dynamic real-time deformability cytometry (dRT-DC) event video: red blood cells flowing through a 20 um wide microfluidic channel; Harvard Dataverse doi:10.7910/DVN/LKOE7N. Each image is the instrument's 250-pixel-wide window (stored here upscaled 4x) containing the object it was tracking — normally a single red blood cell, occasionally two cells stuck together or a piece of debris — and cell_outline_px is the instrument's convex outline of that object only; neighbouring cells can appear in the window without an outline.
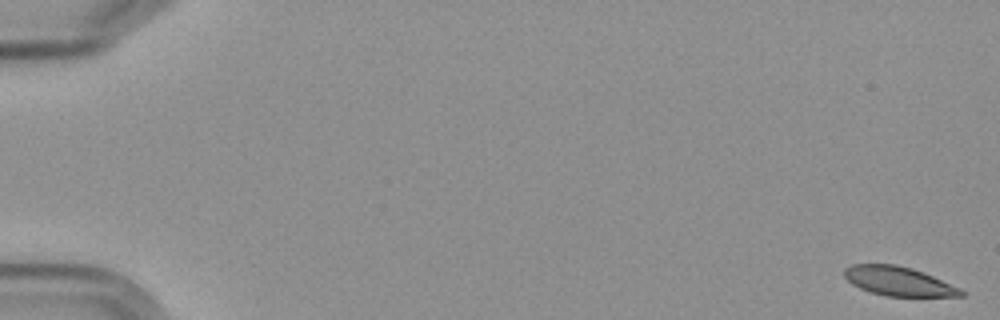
{"species": "Egyptian fruit bat (a non-hibernating species)", "species_latin": "Rousettus aegyptiacus", "temperature_condition": "cold", "stored_images_in_passage": 7, "camera_frame_rate_fps": 3000, "um_per_image_px": 0.085, "frame": {"image": 1, "passage_image": 1, "time_ms": 0.0, "image_size_px": [1000, 320], "cell_outline_px": [[964, 296], [884, 296], [868, 292], [852, 284], [844, 276], [844, 268], [852, 264], [896, 264], [912, 268], [932, 276], [960, 288], [964, 292]], "centroid_in_image_um": [76.33, 23.9], "position_along_channel_um": 8.7, "area_um2": 19.77}}
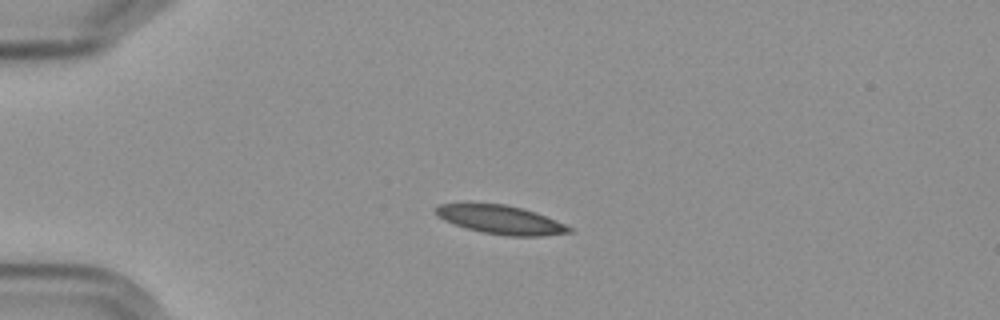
{"frame": {"image": 2, "passage_image": 5, "time_ms": 4.667, "image_size_px": [1000, 320], "cell_outline_px": [[572, 232], [540, 236], [508, 236], [484, 232], [468, 228], [444, 220], [436, 216], [436, 208], [440, 204], [504, 204], [536, 212], [556, 220], [572, 228]], "centroid_in_image_um": [42.59, 18.68], "position_along_channel_um": 42.4, "area_um2": 21.79}}
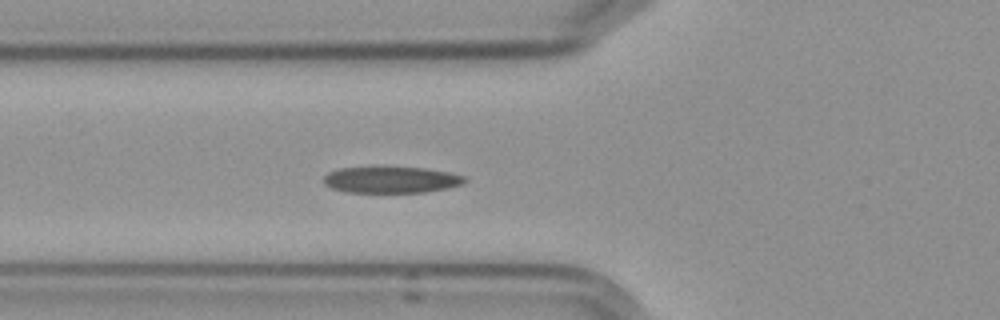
{"frame": {"image": 3, "passage_image": 7, "time_ms": 7.0, "image_size_px": [1000, 320], "cell_outline_px": [[468, 180], [464, 184], [448, 188], [424, 192], [344, 192], [332, 188], [324, 184], [324, 176], [328, 172], [340, 168], [424, 168], [448, 172], [464, 176]], "centroid_in_image_um": [33.27, 15.29], "position_along_channel_um": 92.5, "area_um2": 21.44}}